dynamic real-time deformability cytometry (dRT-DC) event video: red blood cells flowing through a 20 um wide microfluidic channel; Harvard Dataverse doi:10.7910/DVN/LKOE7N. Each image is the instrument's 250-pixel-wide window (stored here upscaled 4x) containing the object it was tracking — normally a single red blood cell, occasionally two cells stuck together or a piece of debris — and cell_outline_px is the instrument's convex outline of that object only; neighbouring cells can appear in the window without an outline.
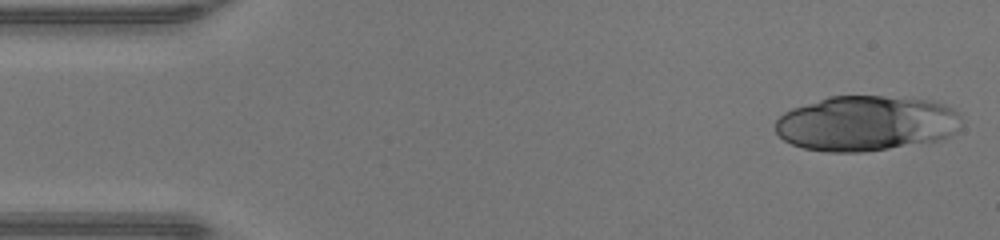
{"species": "human", "species_latin": "Homo sapiens", "temperature_condition": "warm", "stored_images_in_passage": 18, "camera_frame_rate_fps": 3000, "um_per_image_px": 0.085, "donor": {"sex": "male"}, "frame": {"image": 1, "passage_image": 1, "time_ms": 0.0, "image_size_px": [1000, 240], "cell_outline_px": [[960, 128], [956, 132], [940, 140], [864, 152], [824, 152], [804, 148], [792, 144], [784, 140], [776, 132], [776, 120], [784, 112], [792, 108], [828, 96], [884, 96], [932, 100], [944, 104], [952, 108], [960, 116]], "centroid_in_image_um": [73.62, 10.48], "position_along_channel_um": 11.4, "area_um2": 60.11}}
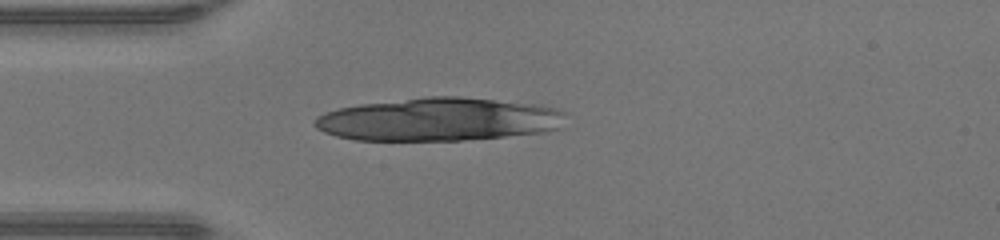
{"frame": {"image": 2, "passage_image": 11, "time_ms": 3.333, "image_size_px": [1000, 240], "cell_outline_px": [[564, 112], [560, 128], [544, 132], [504, 136], [460, 140], [356, 140], [336, 136], [324, 132], [316, 128], [312, 124], [312, 120], [316, 116], [324, 112], [340, 108], [360, 104], [428, 96], [460, 96], [540, 104], [560, 108]], "centroid_in_image_um": [37.28, 10.14], "position_along_channel_um": 47.7, "area_um2": 63.35}}